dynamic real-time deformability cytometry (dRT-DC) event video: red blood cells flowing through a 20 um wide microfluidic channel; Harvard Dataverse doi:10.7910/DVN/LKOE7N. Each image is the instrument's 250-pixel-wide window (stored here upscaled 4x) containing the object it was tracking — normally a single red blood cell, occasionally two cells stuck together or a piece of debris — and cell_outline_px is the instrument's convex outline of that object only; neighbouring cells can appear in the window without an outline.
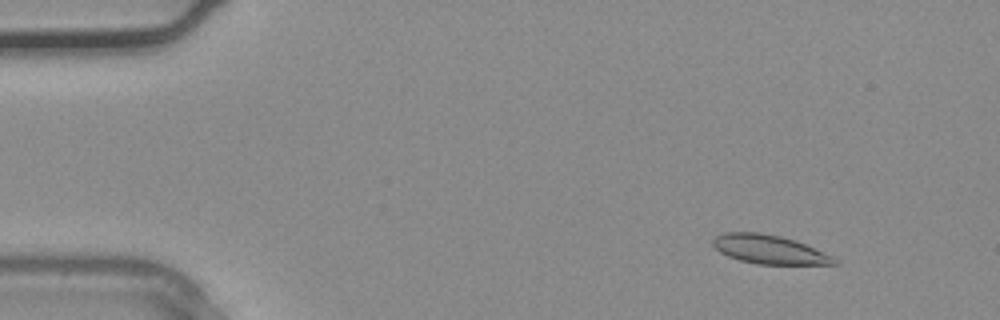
{"species": "common noctule bat (a hibernating species)", "species_latin": "Nyctalus noctula", "temperature_condition": "warm", "stored_images_in_passage": 12, "camera_frame_rate_fps": 3000, "um_per_image_px": 0.085, "animal": {"sex": "male", "body_mass_g": 20.4}, "frame": {"image": 1, "passage_image": 4, "time_ms": 1.0, "image_size_px": [1000, 320], "cell_outline_px": [[840, 264], [756, 264], [740, 260], [728, 256], [720, 252], [712, 244], [712, 240], [716, 236], [724, 232], [760, 232], [780, 236], [796, 240], [836, 256], [840, 260]], "centroid_in_image_um": [65.46, 21.2], "position_along_channel_um": 19.5, "area_um2": 20.69}}
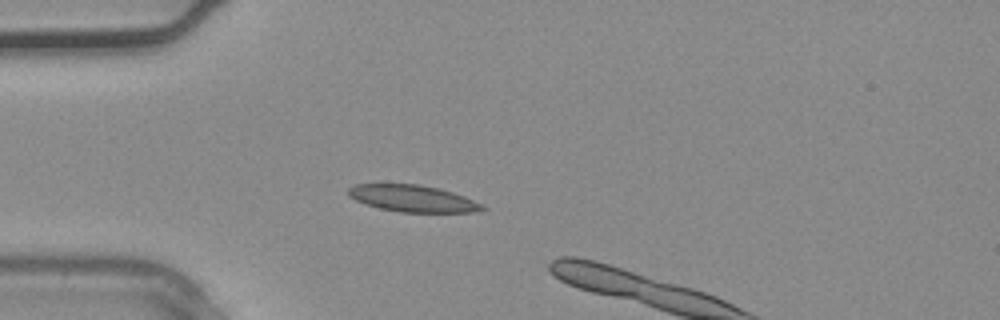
{"frame": {"image": 2, "passage_image": 10, "time_ms": 3.0, "image_size_px": [1000, 320], "cell_outline_px": [[488, 208], [476, 212], [400, 212], [380, 208], [364, 204], [348, 196], [348, 188], [356, 184], [420, 184], [440, 188], [464, 196], [484, 204]], "centroid_in_image_um": [35.11, 16.87], "position_along_channel_um": 49.9, "area_um2": 21.04}}